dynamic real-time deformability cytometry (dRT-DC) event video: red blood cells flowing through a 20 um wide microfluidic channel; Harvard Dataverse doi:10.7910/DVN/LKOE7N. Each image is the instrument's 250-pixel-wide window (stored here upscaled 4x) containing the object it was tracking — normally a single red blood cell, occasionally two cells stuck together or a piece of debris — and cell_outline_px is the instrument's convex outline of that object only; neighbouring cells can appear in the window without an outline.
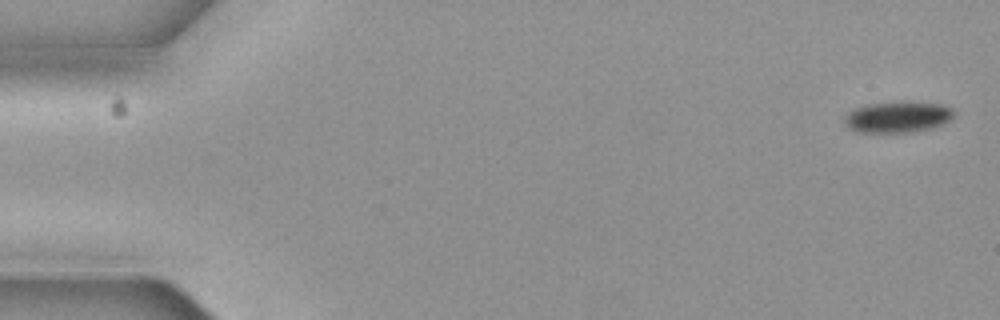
{"species": "common noctule bat (a hibernating species)", "species_latin": "Nyctalus noctula", "temperature_condition": "cold", "stored_images_in_passage": 15, "camera_frame_rate_fps": 3000, "um_per_image_px": 0.085, "animal": {"sex": "female", "body_mass_g": 19.3, "forearm_length_mm": 54.1}, "frame": {"image": 1, "passage_image": 1, "time_ms": 0.0, "image_size_px": [1000, 320], "cell_outline_px": [[952, 116], [944, 124], [932, 128], [912, 132], [856, 132], [848, 128], [844, 120], [844, 116], [848, 112], [856, 108], [868, 104], [900, 100], [940, 104], [952, 108]], "centroid_in_image_um": [76.28, 9.93], "position_along_channel_um": 8.7, "area_um2": 20.06}}
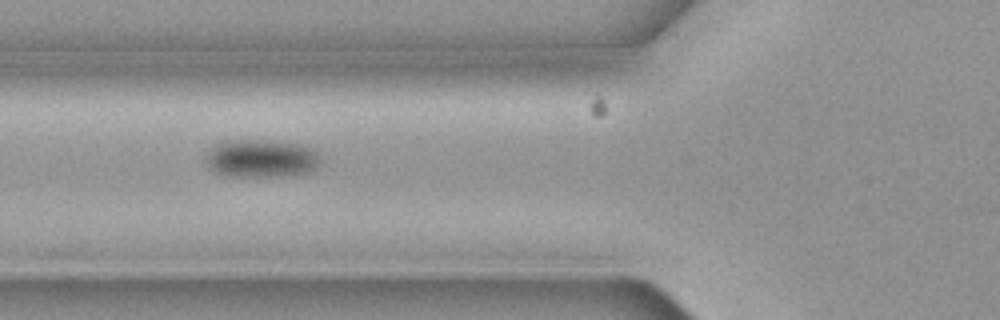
{"frame": {"image": 2, "passage_image": 6, "time_ms": 1.667, "image_size_px": [1000, 320], "cell_outline_px": [[320, 164], [308, 172], [288, 176], [228, 176], [216, 172], [208, 168], [204, 156], [216, 144], [224, 140], [272, 140], [300, 144], [312, 148], [316, 152]], "centroid_in_image_um": [22.17, 13.46], "position_along_channel_um": 103.6, "area_um2": 25.55}}
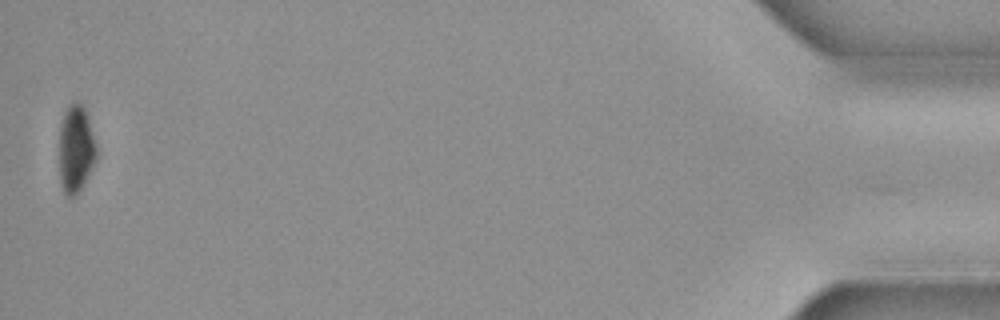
{"frame": {"image": 3, "passage_image": 15, "time_ms": 4.667, "image_size_px": [1000, 320], "cell_outline_px": [[96, 160], [92, 168], [80, 188], [72, 196], [68, 196], [64, 192], [60, 180], [60, 124], [64, 112], [68, 104], [80, 104], [84, 108], [96, 144]], "centroid_in_image_um": [6.44, 12.64], "position_along_channel_um": 428.8, "area_um2": 18.38}}